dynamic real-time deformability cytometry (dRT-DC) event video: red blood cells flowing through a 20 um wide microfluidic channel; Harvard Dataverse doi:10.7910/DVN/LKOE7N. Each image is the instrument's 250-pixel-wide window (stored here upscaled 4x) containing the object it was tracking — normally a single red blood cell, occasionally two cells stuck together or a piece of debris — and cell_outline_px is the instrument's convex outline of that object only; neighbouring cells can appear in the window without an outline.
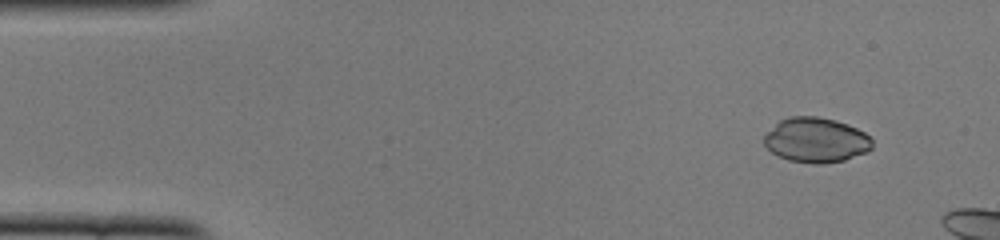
{"species": "common noctule bat (a hibernating species)", "species_latin": "Nyctalus noctula", "temperature_condition": "cold", "stored_images_in_passage": 11, "camera_frame_rate_fps": 3000, "um_per_image_px": 0.085, "animal": {"sex": "female", "body_mass_g": 22.0, "forearm_length_mm": 56.7}, "frame": {"image": 1, "passage_image": 1, "time_ms": 0.0, "image_size_px": [1000, 240], "cell_outline_px": [[872, 148], [868, 152], [844, 160], [824, 164], [812, 164], [788, 160], [772, 152], [764, 144], [764, 136], [780, 120], [788, 116], [816, 116], [836, 120], [848, 124], [864, 132], [872, 140]], "centroid_in_image_um": [69.38, 11.91], "position_along_channel_um": 15.6, "area_um2": 28.32}}